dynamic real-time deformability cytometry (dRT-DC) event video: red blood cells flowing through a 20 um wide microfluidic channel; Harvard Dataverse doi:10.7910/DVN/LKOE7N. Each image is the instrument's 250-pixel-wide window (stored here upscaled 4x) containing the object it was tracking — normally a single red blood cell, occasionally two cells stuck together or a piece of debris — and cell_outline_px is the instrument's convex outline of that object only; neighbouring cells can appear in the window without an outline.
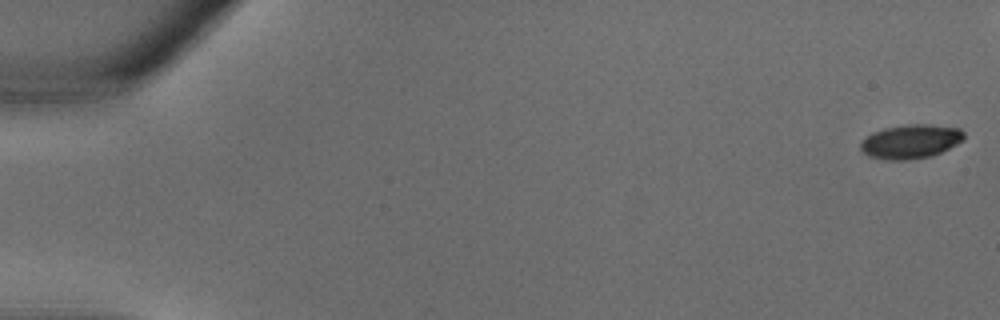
{"species": "common noctule bat (a hibernating species)", "species_latin": "Nyctalus noctula", "temperature_condition": "warm", "stored_images_in_passage": 33, "camera_frame_rate_fps": 3000, "um_per_image_px": 0.085, "animal": {"sex": "male", "body_mass_g": 18.8}, "frame": {"image": 1, "passage_image": 1, "time_ms": 0.0, "image_size_px": [1000, 320], "cell_outline_px": [[964, 140], [932, 156], [904, 160], [888, 160], [868, 156], [860, 148], [860, 140], [872, 132], [884, 128], [904, 124], [928, 124], [960, 128], [964, 132]], "centroid_in_image_um": [77.38, 12.01], "position_along_channel_um": 7.6, "area_um2": 20.63}}
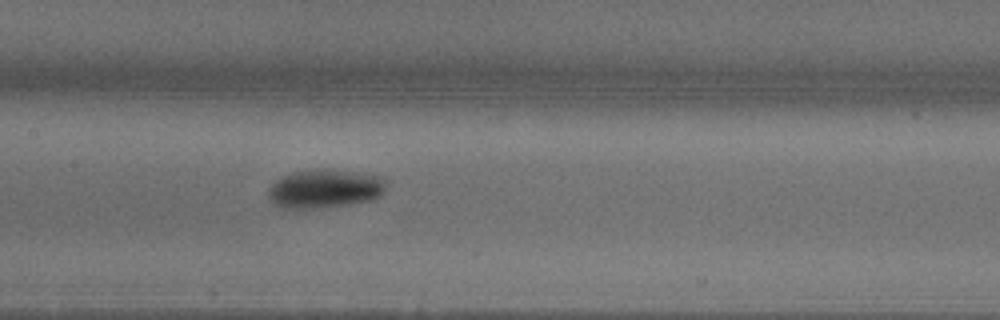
{"frame": {"image": 2, "passage_image": 18, "time_ms": 5.667, "image_size_px": [1000, 320], "cell_outline_px": [[388, 180], [384, 192], [380, 196], [372, 200], [348, 204], [304, 208], [280, 208], [272, 204], [268, 196], [268, 188], [280, 176], [292, 172], [348, 172], [380, 176]], "centroid_in_image_um": [27.59, 16.08], "position_along_channel_um": 179.8, "area_um2": 25.72}}
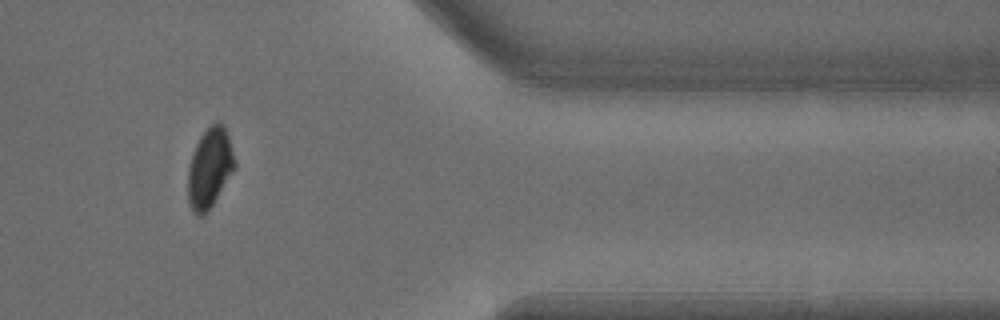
{"frame": {"image": 3, "passage_image": 30, "time_ms": 9.667, "image_size_px": [1000, 320], "cell_outline_px": [[236, 168], [212, 204], [200, 216], [196, 216], [192, 212], [188, 204], [188, 164], [196, 144], [200, 136], [208, 124], [216, 120], [220, 120], [224, 124], [228, 132], [236, 160]], "centroid_in_image_um": [17.84, 14.19], "position_along_channel_um": 393.6, "area_um2": 22.25}}